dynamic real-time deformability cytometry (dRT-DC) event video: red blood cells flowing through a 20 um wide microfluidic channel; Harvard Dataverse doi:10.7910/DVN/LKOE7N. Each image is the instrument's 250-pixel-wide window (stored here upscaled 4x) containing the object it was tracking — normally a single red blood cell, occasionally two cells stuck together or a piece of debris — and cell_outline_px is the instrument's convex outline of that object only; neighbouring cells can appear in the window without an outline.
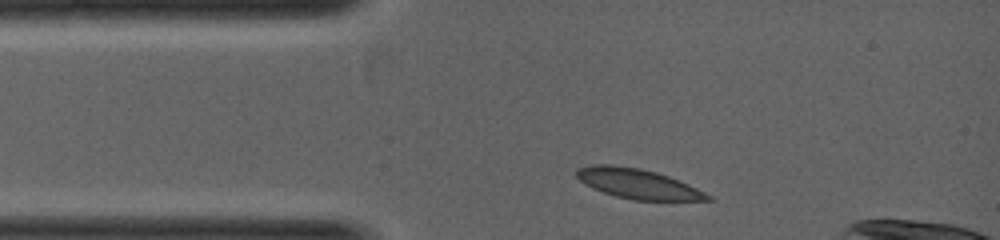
{"species": "common noctule bat (a hibernating species)", "species_latin": "Nyctalus noctula", "temperature_condition": "warm", "stored_images_in_passage": 2, "camera_frame_rate_fps": 5000, "um_per_image_px": 0.085, "animal": {"sex": "female", "body_mass_g": 19.0, "forearm_length_mm": 53.3}, "frame": {"image": 1, "passage_image": 1, "time_ms": 0.0, "image_size_px": [1000, 240], "cell_outline_px": [[716, 200], [632, 200], [616, 196], [592, 188], [584, 184], [576, 176], [576, 168], [592, 164], [612, 164], [640, 168], [656, 172], [668, 176], [688, 184], [712, 196]], "centroid_in_image_um": [54.18, 15.61], "position_along_channel_um": 30.8, "area_um2": 22.83}}